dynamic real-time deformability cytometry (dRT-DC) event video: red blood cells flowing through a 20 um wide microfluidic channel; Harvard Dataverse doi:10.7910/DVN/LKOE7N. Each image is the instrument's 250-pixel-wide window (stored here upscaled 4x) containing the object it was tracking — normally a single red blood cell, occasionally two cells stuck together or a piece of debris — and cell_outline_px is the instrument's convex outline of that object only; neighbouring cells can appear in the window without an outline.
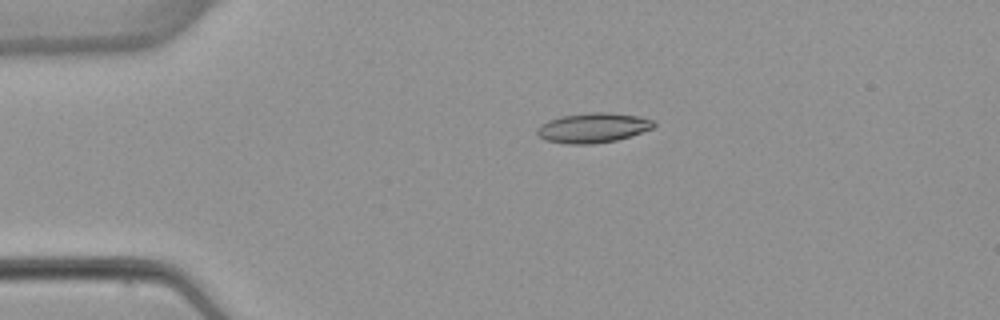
{"species": "common noctule bat (a hibernating species)", "species_latin": "Nyctalus noctula", "temperature_condition": "warm", "stored_images_in_passage": 2, "camera_frame_rate_fps": 3000, "um_per_image_px": 0.085, "animal": {"sex": "female", "body_mass_g": 22.7, "forearm_length_mm": 54.2}, "frame": {"image": 1, "passage_image": 2, "time_ms": 2.0, "image_size_px": [1000, 320], "cell_outline_px": [[656, 124], [652, 128], [632, 136], [616, 140], [592, 144], [564, 144], [544, 140], [536, 132], [536, 128], [540, 124], [548, 120], [560, 116], [588, 112], [612, 112], [640, 116], [652, 120]], "centroid_in_image_um": [50.38, 10.86], "position_along_channel_um": 34.6, "area_um2": 20.58}}